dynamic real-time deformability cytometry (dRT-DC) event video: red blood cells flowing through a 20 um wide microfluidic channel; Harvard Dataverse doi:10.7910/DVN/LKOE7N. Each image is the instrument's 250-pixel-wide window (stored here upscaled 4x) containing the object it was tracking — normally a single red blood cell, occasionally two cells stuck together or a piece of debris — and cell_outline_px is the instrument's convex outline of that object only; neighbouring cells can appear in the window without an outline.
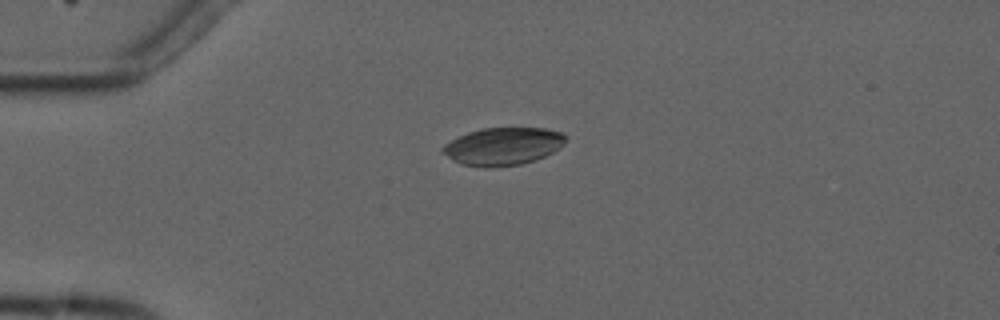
{"species": "common noctule bat (a hibernating species)", "species_latin": "Nyctalus noctula", "temperature_condition": "cold", "stored_images_in_passage": 2, "camera_frame_rate_fps": 3000, "um_per_image_px": 0.085, "animal": {"sex": "male", "forearm_length_mm": 52.5}, "frame": {"image": 1, "passage_image": 1, "time_ms": 0.0, "image_size_px": [1000, 320], "cell_outline_px": [[568, 136], [564, 144], [560, 148], [544, 156], [520, 164], [492, 168], [484, 168], [460, 164], [452, 160], [440, 152], [440, 148], [444, 144], [468, 132], [480, 128], [544, 128], [564, 132]], "centroid_in_image_um": [42.74, 12.44], "position_along_channel_um": 42.3, "area_um2": 27.28}}